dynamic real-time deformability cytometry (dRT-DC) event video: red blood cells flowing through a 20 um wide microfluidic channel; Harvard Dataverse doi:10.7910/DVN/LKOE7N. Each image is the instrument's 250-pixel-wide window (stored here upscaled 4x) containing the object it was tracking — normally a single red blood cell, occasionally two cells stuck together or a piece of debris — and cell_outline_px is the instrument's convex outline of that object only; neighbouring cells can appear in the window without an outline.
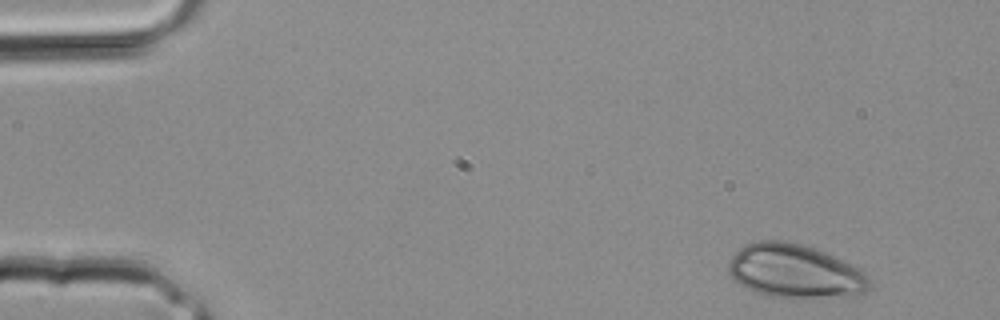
{"species": "common noctule bat (a hibernating species)", "species_latin": "Nyctalus noctula", "temperature_condition": "room temperature", "stored_images_in_passage": 4, "segment_of_instrument_passage": [1, 2], "camera_frame_rate_fps": 3000, "um_per_image_px": 0.085, "animal": {"sex": "male", "body_mass_g": 20.4}, "frame": {"image": 1, "passage_image": 1, "time_ms": 0.0, "image_size_px": [1000, 320], "cell_outline_px": [[872, 288], [868, 292], [800, 300], [768, 296], [756, 292], [740, 284], [728, 272], [728, 264], [732, 256], [744, 244], [760, 240], [780, 240], [800, 244], [824, 252], [860, 268], [868, 276], [872, 284]], "centroid_in_image_um": [67.58, 23.07], "position_along_channel_um": 17.4, "area_um2": 44.33}}